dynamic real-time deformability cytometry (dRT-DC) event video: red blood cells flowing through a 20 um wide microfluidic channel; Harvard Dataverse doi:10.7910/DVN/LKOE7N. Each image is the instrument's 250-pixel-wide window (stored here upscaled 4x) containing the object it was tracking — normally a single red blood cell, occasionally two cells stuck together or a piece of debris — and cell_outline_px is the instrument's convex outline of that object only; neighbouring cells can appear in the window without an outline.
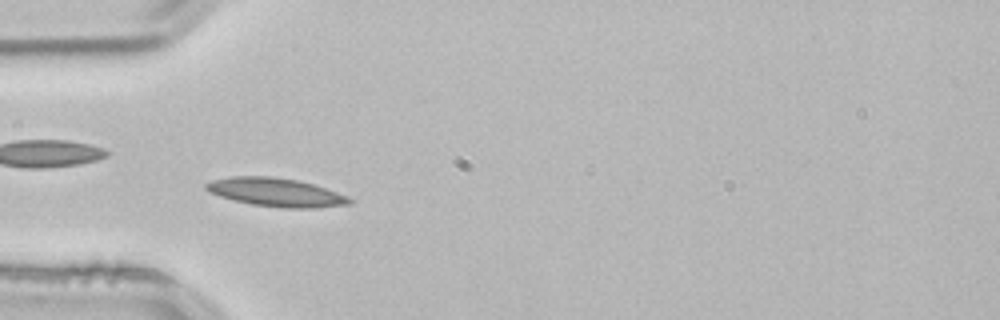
{"species": "common noctule bat (a hibernating species)", "species_latin": "Nyctalus noctula", "temperature_condition": "room temperature", "stored_images_in_passage": 10, "camera_frame_rate_fps": 3000, "um_per_image_px": 0.085, "animal": {"sex": "male", "body_mass_g": 21.5, "forearm_length_mm": 52.0}, "frame": {"image": 1, "passage_image": 4, "time_ms": 1.0, "image_size_px": [1000, 320], "cell_outline_px": [[356, 200], [352, 204], [316, 208], [284, 208], [252, 204], [220, 196], [208, 192], [204, 188], [204, 184], [212, 180], [232, 176], [272, 176], [296, 180], [312, 184], [348, 196]], "centroid_in_image_um": [23.47, 16.35], "position_along_channel_um": 61.5, "area_um2": 23.81}}